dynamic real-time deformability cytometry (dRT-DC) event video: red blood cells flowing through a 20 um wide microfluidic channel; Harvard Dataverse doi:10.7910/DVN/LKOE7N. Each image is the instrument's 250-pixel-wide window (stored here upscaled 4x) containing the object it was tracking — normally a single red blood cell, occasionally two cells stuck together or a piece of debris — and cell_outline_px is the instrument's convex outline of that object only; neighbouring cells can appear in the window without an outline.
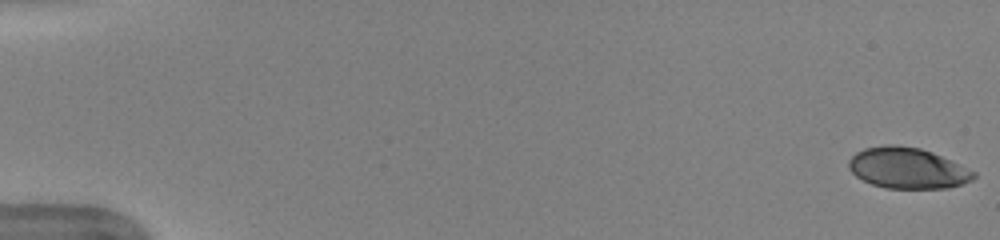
{"species": "human", "species_latin": "Homo sapiens", "temperature_condition": "warm", "stored_images_in_passage": 52, "camera_frame_rate_fps": 3000, "um_per_image_px": 0.085, "donor": {"sex": "female"}, "frame": {"image": 1, "passage_image": 1, "time_ms": 0.0, "image_size_px": [1000, 240], "cell_outline_px": [[976, 176], [972, 180], [964, 184], [948, 188], [884, 188], [872, 184], [856, 176], [848, 168], [848, 160], [856, 152], [864, 148], [884, 144], [896, 144], [920, 148], [932, 152], [976, 172]], "centroid_in_image_um": [77.12, 14.28], "position_along_channel_um": 7.9, "area_um2": 29.88}}
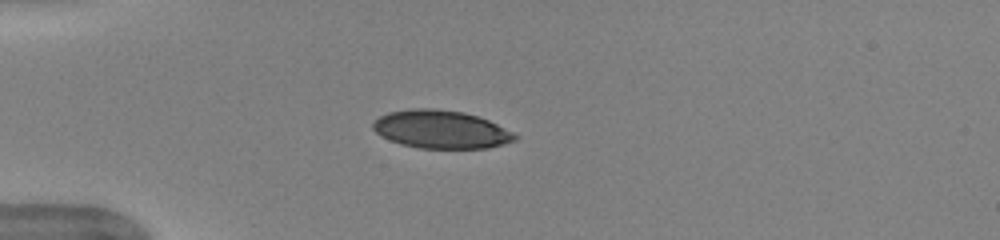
{"frame": {"image": 2, "passage_image": 15, "time_ms": 4.667, "image_size_px": [1000, 240], "cell_outline_px": [[520, 136], [516, 140], [504, 144], [488, 148], [420, 148], [400, 144], [388, 140], [376, 132], [372, 128], [372, 124], [380, 116], [388, 112], [412, 108], [432, 108], [464, 112], [488, 120]], "centroid_in_image_um": [37.48, 11.0], "position_along_channel_um": 47.5, "area_um2": 31.5}}
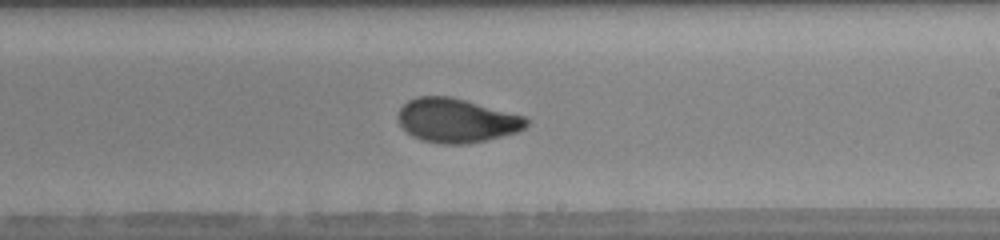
{"frame": {"image": 3, "passage_image": 32, "time_ms": 10.333, "image_size_px": [1000, 240], "cell_outline_px": [[532, 120], [524, 128], [516, 132], [468, 144], [444, 144], [420, 140], [412, 136], [400, 124], [396, 116], [400, 108], [408, 100], [416, 96], [452, 96], [524, 116]], "centroid_in_image_um": [38.79, 10.23], "position_along_channel_um": 250.2, "area_um2": 33.0}, "authors_computed_cell_mechanics": {"area_um2": 32.1946, "velocity_mm_per_s": 3.9904, "shape_relaxation_time_tau1_ms": 5.3326, "shape_relaxation_time_tau2_ms": 1.0691, "deformation_change_tau1": 0.1777, "deformation_change_tau2": 0.0618}}